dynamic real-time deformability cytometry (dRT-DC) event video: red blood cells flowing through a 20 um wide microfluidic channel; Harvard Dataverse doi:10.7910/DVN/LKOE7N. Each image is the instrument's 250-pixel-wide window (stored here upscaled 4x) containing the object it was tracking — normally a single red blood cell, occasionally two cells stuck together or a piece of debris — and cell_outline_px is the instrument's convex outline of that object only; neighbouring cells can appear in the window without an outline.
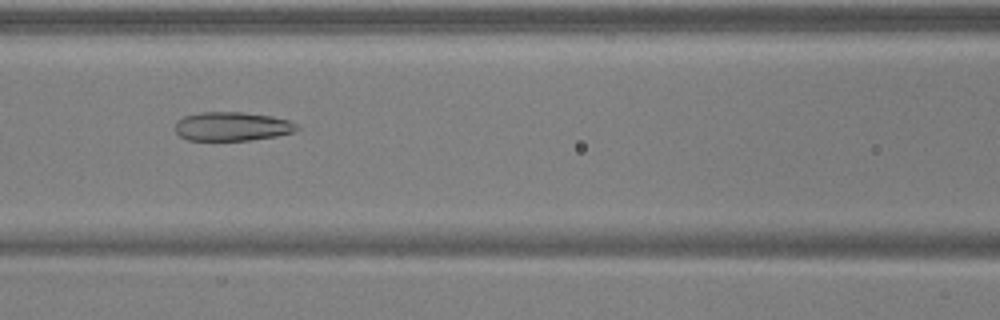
{"species": "common noctule bat (a hibernating species)", "species_latin": "Nyctalus noctula", "temperature_condition": "warm", "stored_images_in_passage": 48, "camera_frame_rate_fps": 3000, "um_per_image_px": 0.085, "animal": {"sex": "male", "body_mass_g": 17.9, "forearm_length_mm": 54.2}, "frame": {"image": 1, "passage_image": 20, "time_ms": 6.333, "image_size_px": [1000, 320], "cell_outline_px": [[300, 128], [292, 132], [276, 136], [248, 140], [188, 140], [180, 136], [176, 132], [176, 120], [184, 116], [200, 112], [240, 112], [272, 116], [288, 120], [296, 124]], "centroid_in_image_um": [19.71, 10.74], "position_along_channel_um": 146.9, "area_um2": 20.4}}
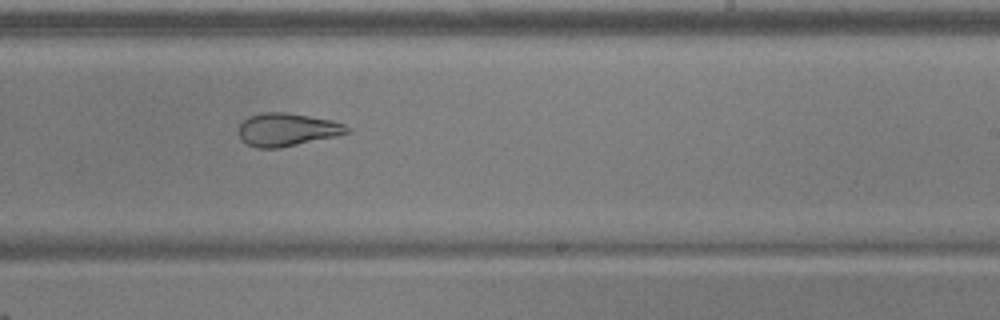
{"frame": {"image": 2, "passage_image": 29, "time_ms": 9.333, "image_size_px": [1000, 320], "cell_outline_px": [[352, 132], [336, 136], [280, 148], [256, 148], [240, 140], [240, 124], [248, 116], [264, 112], [284, 112], [332, 120], [344, 124], [352, 128]], "centroid_in_image_um": [24.43, 11.02], "position_along_channel_um": 264.6, "area_um2": 20.87}}
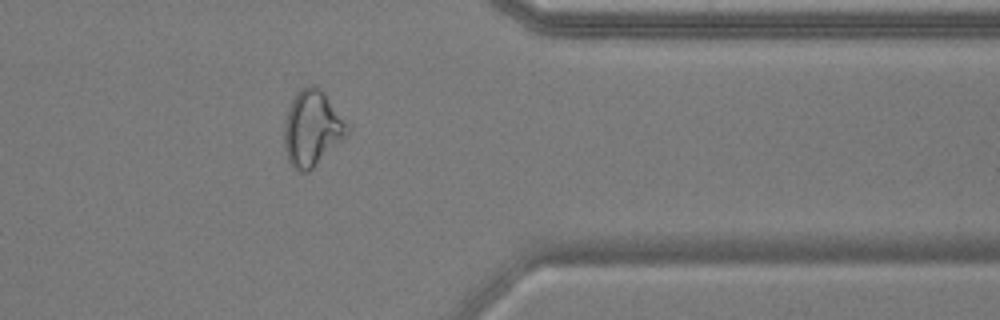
{"frame": {"image": 3, "passage_image": 39, "time_ms": 12.667, "image_size_px": [1000, 320], "cell_outline_px": [[348, 132], [308, 172], [300, 172], [288, 160], [284, 148], [284, 124], [288, 108], [296, 92], [300, 88], [308, 84], [316, 84], [324, 92], [348, 124]], "centroid_in_image_um": [26.49, 10.85], "position_along_channel_um": 384.9, "area_um2": 27.34}, "authors_computed_cell_mechanics": {"area_um2": 24.9696, "velocity_mm_per_s": 3.9315, "shape_relaxation_time_tau1_ms": null, "shape_relaxation_time_tau2_ms": 1.7138, "deformation_change_tau1": null, "deformation_change_tau2": 0.086}}